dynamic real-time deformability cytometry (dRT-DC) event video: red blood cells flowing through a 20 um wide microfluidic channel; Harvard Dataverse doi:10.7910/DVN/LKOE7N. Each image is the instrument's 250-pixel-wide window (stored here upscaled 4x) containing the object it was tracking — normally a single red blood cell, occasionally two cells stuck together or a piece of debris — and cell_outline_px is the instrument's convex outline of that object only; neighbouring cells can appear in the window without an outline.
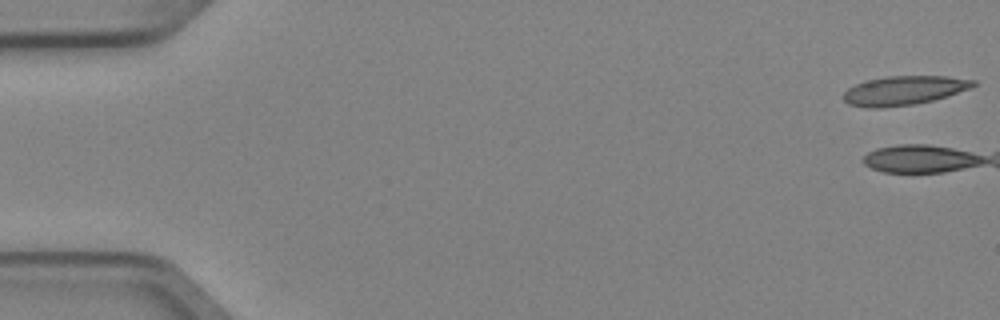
{"species": "Egyptian fruit bat (a non-hibernating species)", "species_latin": "Rousettus aegyptiacus", "temperature_condition": "cold", "stored_images_in_passage": 2, "segment_of_instrument_passage": [2, 2], "camera_frame_rate_fps": 3000, "um_per_image_px": 0.085, "animal": {"sex": "female"}, "frame": {"image": 1, "passage_image": 2, "time_ms": 0.333, "image_size_px": [1000, 320], "cell_outline_px": [[976, 84], [972, 88], [948, 96], [932, 100], [912, 104], [880, 108], [868, 108], [848, 104], [844, 100], [844, 92], [848, 88], [864, 80], [884, 76], [948, 76], [976, 80]], "centroid_in_image_um": [76.84, 7.68], "position_along_channel_um": 8.2, "area_um2": 22.14}}